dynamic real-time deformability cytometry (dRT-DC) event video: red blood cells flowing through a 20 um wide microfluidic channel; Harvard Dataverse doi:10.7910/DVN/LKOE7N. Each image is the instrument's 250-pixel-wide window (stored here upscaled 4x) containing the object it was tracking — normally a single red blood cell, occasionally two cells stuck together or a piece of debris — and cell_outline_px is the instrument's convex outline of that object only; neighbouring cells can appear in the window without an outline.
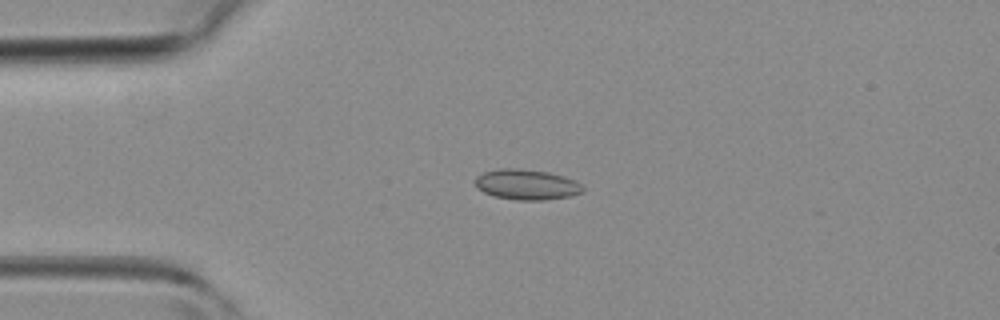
{"species": "common noctule bat (a hibernating species)", "species_latin": "Nyctalus noctula", "temperature_condition": "room temperature", "stored_images_in_passage": 28, "camera_frame_rate_fps": 3000, "um_per_image_px": 0.085, "animal": {"sex": "female", "body_mass_g": 19.3, "forearm_length_mm": 54.1}, "frame": {"image": 1, "passage_image": 1, "time_ms": 0.0, "image_size_px": [1000, 320], "cell_outline_px": [[584, 192], [572, 196], [544, 200], [516, 200], [496, 196], [484, 192], [476, 188], [476, 176], [484, 172], [500, 168], [516, 168], [548, 172], [564, 176], [576, 180], [584, 188]], "centroid_in_image_um": [44.8, 15.69], "position_along_channel_um": 40.2, "area_um2": 19.13}}
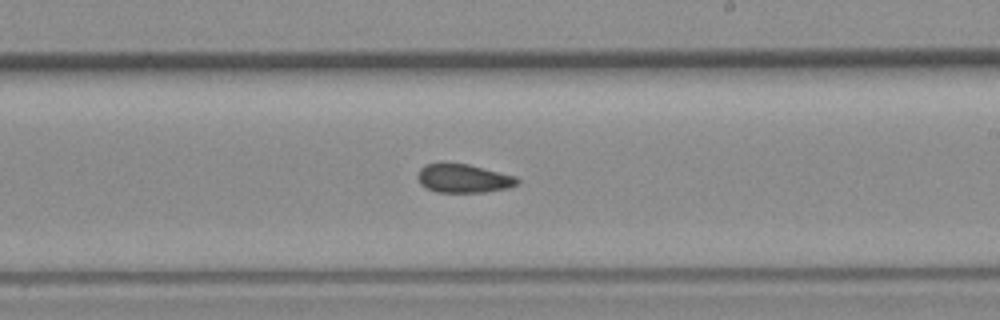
{"frame": {"image": 2, "passage_image": 16, "time_ms": 5.0, "image_size_px": [1000, 320], "cell_outline_px": [[520, 180], [516, 184], [508, 188], [484, 192], [436, 192], [420, 184], [416, 176], [420, 168], [424, 164], [468, 164], [516, 176]], "centroid_in_image_um": [39.39, 15.17], "position_along_channel_um": 249.6, "area_um2": 16.47}}
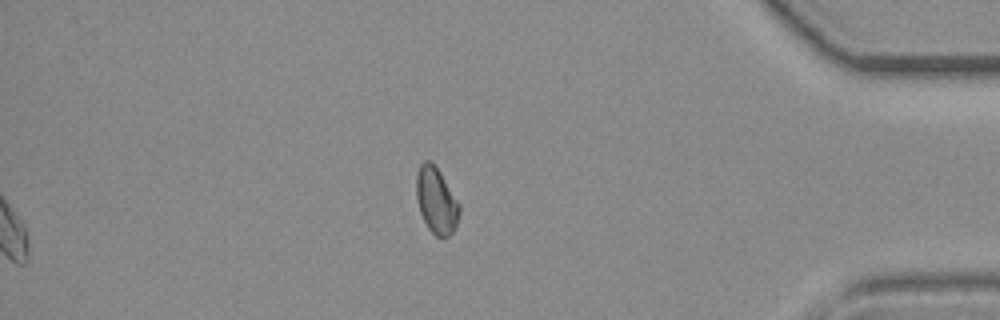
{"frame": {"image": 3, "passage_image": 28, "time_ms": 9.0, "image_size_px": [1000, 320], "cell_outline_px": [[460, 212], [456, 224], [452, 232], [448, 236], [436, 236], [428, 228], [420, 212], [416, 196], [416, 176], [420, 164], [424, 160], [428, 160], [440, 172], [460, 204]], "centroid_in_image_um": [37.08, 17.04], "position_along_channel_um": 398.1, "area_um2": 16.36}}